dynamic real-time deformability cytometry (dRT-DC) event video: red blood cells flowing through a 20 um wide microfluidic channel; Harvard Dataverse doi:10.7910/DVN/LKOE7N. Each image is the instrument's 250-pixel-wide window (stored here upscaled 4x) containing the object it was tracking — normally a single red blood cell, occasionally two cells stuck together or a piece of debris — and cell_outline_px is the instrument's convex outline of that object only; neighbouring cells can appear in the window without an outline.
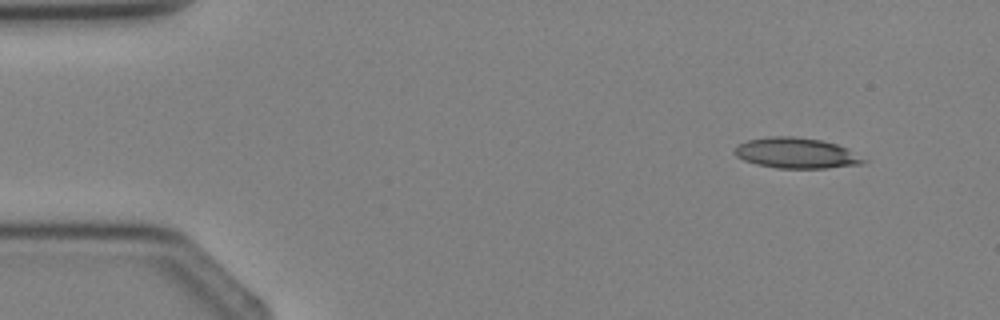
{"species": "Egyptian fruit bat (a non-hibernating species)", "species_latin": "Rousettus aegyptiacus", "temperature_condition": "cold", "stored_images_in_passage": 3, "camera_frame_rate_fps": 3000, "um_per_image_px": 0.085, "animal": {"sex": "female"}, "frame": {"image": 1, "passage_image": 1, "time_ms": 0.0, "image_size_px": [1000, 320], "cell_outline_px": [[868, 160], [860, 164], [824, 168], [776, 168], [756, 164], [744, 160], [736, 156], [736, 144], [748, 140], [772, 136], [792, 136], [820, 140], [836, 144], [848, 148]], "centroid_in_image_um": [67.69, 13.01], "position_along_channel_um": 17.3, "area_um2": 22.83}}
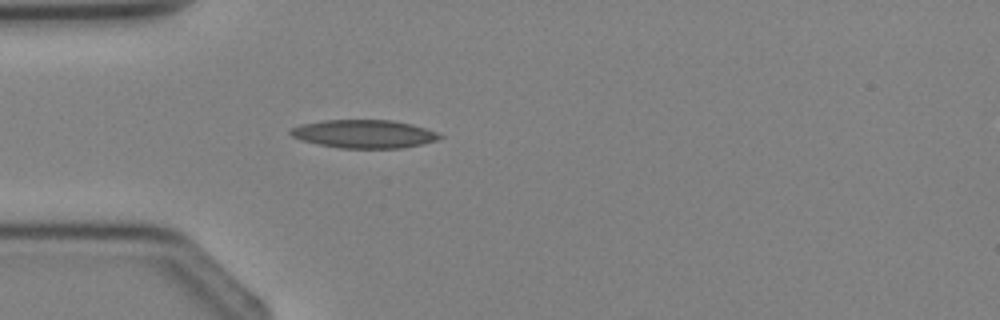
{"frame": {"image": 2, "passage_image": 3, "time_ms": 2.333, "image_size_px": [1000, 320], "cell_outline_px": [[444, 136], [436, 140], [404, 148], [340, 148], [300, 140], [292, 136], [288, 132], [292, 128], [300, 124], [324, 120], [392, 120], [412, 124], [436, 132]], "centroid_in_image_um": [30.92, 11.38], "position_along_channel_um": 54.1, "area_um2": 24.45}}